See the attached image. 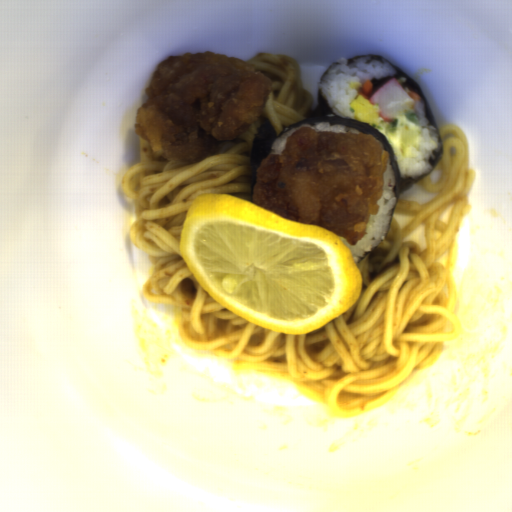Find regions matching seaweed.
I'll list each match as a JSON object with an SVG mask.
<instances>
[{"mask_svg": "<svg viewBox=\"0 0 512 512\" xmlns=\"http://www.w3.org/2000/svg\"><path fill=\"white\" fill-rule=\"evenodd\" d=\"M315 124H340L351 126L356 130L367 134H371L381 145L383 151L388 153V159L390 162V166L393 172L395 184L393 188V192L395 194L396 205L392 209L390 225L382 239L381 242L384 241L386 236L391 230L398 199L400 195L405 193L407 190L412 188L420 179H412L409 177H401L397 160L395 158L394 152L387 140V138L380 133L376 128L369 126L365 123L339 116L333 112L331 107L329 106L322 90L319 88L318 94L316 97L314 108L311 113L302 121L295 124H291L284 130L279 133H274L269 117L262 120L253 144L251 146V161H250V186H251V201L253 204V191L256 182V171L262 161L263 158L268 156L273 144L275 141L290 131L291 129L300 128L301 126L315 125ZM380 242V243H381Z\"/></svg>", "mask_w": 512, "mask_h": 512, "instance_id": "seaweed-1", "label": "seaweed"}, {"mask_svg": "<svg viewBox=\"0 0 512 512\" xmlns=\"http://www.w3.org/2000/svg\"><path fill=\"white\" fill-rule=\"evenodd\" d=\"M360 58H366V59H369V60H376L379 63L381 61H385V62H388L391 65V67L394 69V74L391 77H377V78L371 79V81L373 83V86H374L375 92L386 81H388L391 78H395L397 80V82L404 88V90L407 93H420L421 101L423 102V106H424L425 116H426L428 122L435 127L436 135H437V138H438V140L440 142V150H439V152H434L433 158H430V160L428 162V164L430 166V174H431L435 170V168L438 166V164H439V162H440V160H441V158H442V156L444 154V144H443V140H442V135H441L440 129H439V127H438L434 117H433V114H432V112L430 110L428 102H427L423 92L421 91L419 85L417 84L416 80L414 78H412L411 76H409L408 74H406L401 69H399L393 63H391L388 59H386L385 57H382V56H378V55H375V54H362V55L346 58V60H347V63H353V62L357 61Z\"/></svg>", "mask_w": 512, "mask_h": 512, "instance_id": "seaweed-2", "label": "seaweed"}, {"mask_svg": "<svg viewBox=\"0 0 512 512\" xmlns=\"http://www.w3.org/2000/svg\"><path fill=\"white\" fill-rule=\"evenodd\" d=\"M336 64H338V60H337V61H335L334 63H332L331 65H329L328 67H326V69H325V71H324V73H323V75H322V78H323V76L327 73V71H328L331 67H333L334 65H336ZM322 78H321V80H322Z\"/></svg>", "mask_w": 512, "mask_h": 512, "instance_id": "seaweed-3", "label": "seaweed"}]
</instances>
